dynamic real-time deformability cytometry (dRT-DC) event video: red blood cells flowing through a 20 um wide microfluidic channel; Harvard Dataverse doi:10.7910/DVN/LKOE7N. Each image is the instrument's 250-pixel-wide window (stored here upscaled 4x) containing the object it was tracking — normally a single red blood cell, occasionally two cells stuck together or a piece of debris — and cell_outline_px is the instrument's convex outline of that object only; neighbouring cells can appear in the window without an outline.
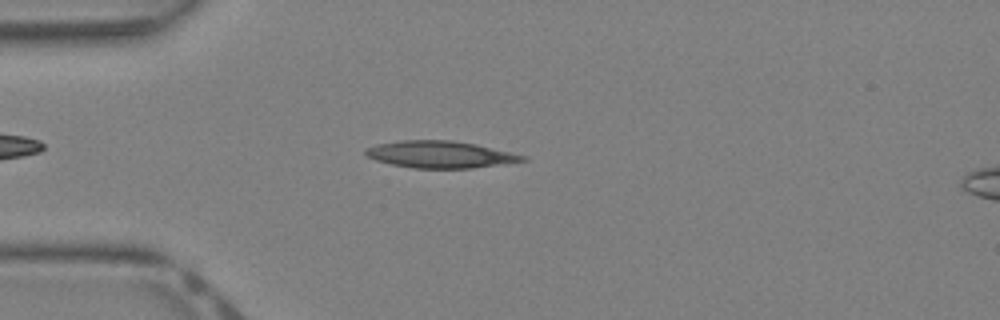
{"species": "Egyptian fruit bat (a non-hibernating species)", "species_latin": "Rousettus aegyptiacus", "temperature_condition": "warm", "stored_images_in_passage": 36, "camera_frame_rate_fps": 3000, "um_per_image_px": 0.085, "animal": {"sex": "female"}, "frame": {"image": 1, "passage_image": 7, "time_ms": 2.0, "image_size_px": [1000, 320], "cell_outline_px": [[528, 160], [472, 168], [412, 168], [392, 164], [376, 160], [368, 156], [364, 152], [364, 148], [376, 144], [400, 140], [452, 140], [476, 144], [528, 156]], "centroid_in_image_um": [37.41, 13.12], "position_along_channel_um": 47.6, "area_um2": 24.62}}
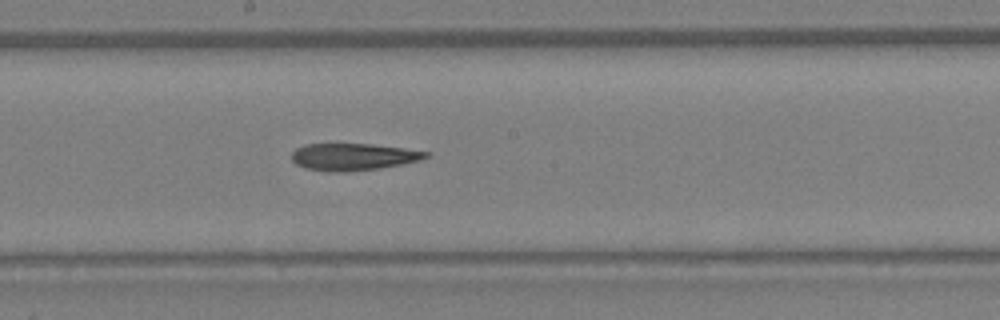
{"frame": {"image": 2, "passage_image": 18, "time_ms": 5.667, "image_size_px": [1000, 320], "cell_outline_px": [[432, 152], [428, 156], [420, 160], [380, 168], [344, 172], [328, 172], [304, 168], [296, 164], [292, 160], [292, 152], [296, 148], [304, 144], [372, 144], [404, 148]], "centroid_in_image_um": [30.0, 13.33], "position_along_channel_um": 218.2, "area_um2": 21.21}}
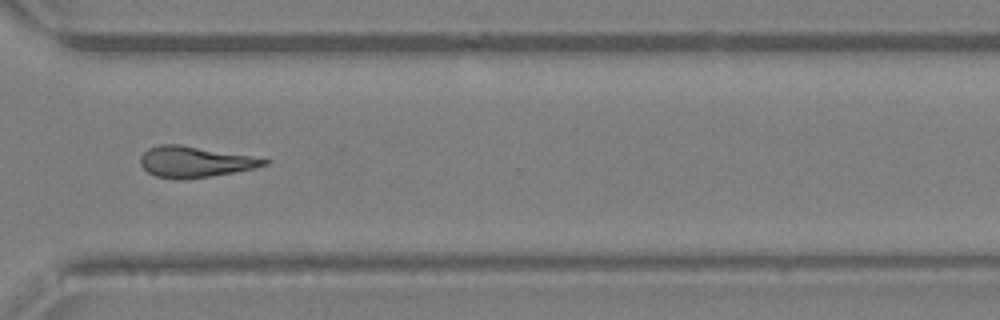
{"frame": {"image": 3, "passage_image": 26, "time_ms": 8.333, "image_size_px": [1000, 320], "cell_outline_px": [[268, 164], [252, 168], [212, 176], [184, 180], [156, 176], [148, 172], [140, 164], [140, 156], [148, 148], [160, 144], [180, 144], [248, 156], [268, 160]], "centroid_in_image_um": [16.47, 13.76], "position_along_channel_um": 354.1, "area_um2": 21.91}}